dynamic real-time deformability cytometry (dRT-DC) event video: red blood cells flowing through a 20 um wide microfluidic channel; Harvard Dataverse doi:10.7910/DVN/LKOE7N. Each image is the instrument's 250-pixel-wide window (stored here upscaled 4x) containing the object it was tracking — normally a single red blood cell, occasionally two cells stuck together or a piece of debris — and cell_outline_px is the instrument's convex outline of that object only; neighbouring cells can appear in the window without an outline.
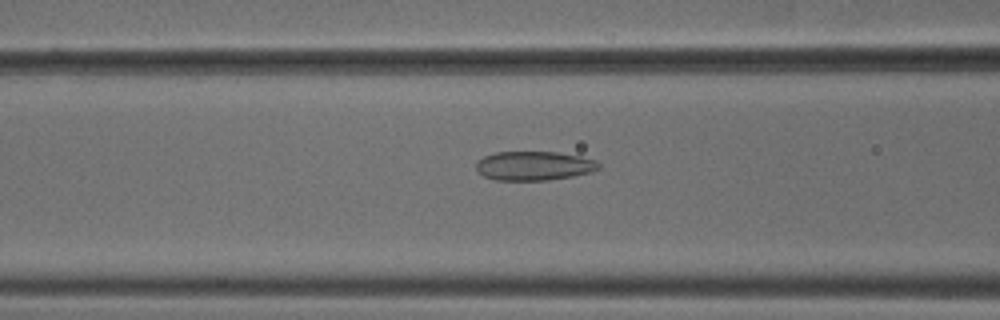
{"species": "common noctule bat (a hibernating species)", "species_latin": "Nyctalus noctula", "temperature_condition": "cold", "stored_images_in_passage": 24, "camera_frame_rate_fps": 3000, "um_per_image_px": 0.085, "animal": {"sex": "male", "body_mass_g": 18.8}, "frame": {"image": 1, "passage_image": 5, "time_ms": 1.333, "image_size_px": [1000, 320], "cell_outline_px": [[600, 168], [592, 172], [572, 176], [548, 180], [496, 180], [484, 176], [476, 168], [476, 164], [484, 156], [496, 152], [560, 152], [580, 156], [596, 160], [600, 164]], "centroid_in_image_um": [45.43, 14.09], "position_along_channel_um": 121.2, "area_um2": 20.75}}
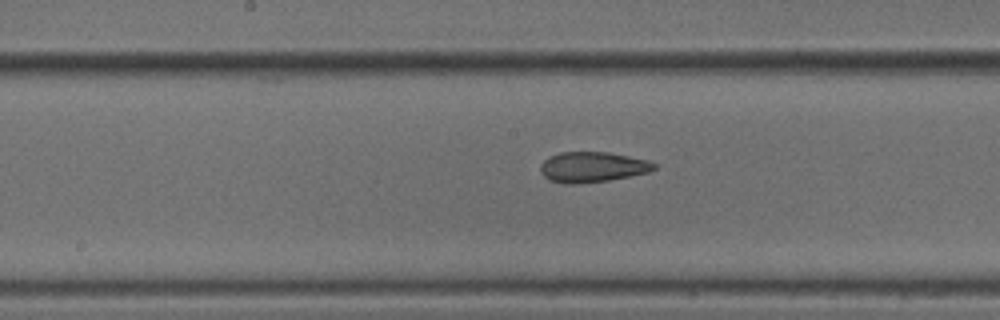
{"frame": {"image": 2, "passage_image": 11, "time_ms": 3.333, "image_size_px": [1000, 320], "cell_outline_px": [[656, 168], [648, 172], [608, 180], [572, 184], [564, 184], [548, 180], [540, 172], [540, 164], [548, 156], [560, 152], [608, 152], [648, 160], [656, 164]], "centroid_in_image_um": [50.3, 14.19], "position_along_channel_um": 197.9, "area_um2": 20.11}}
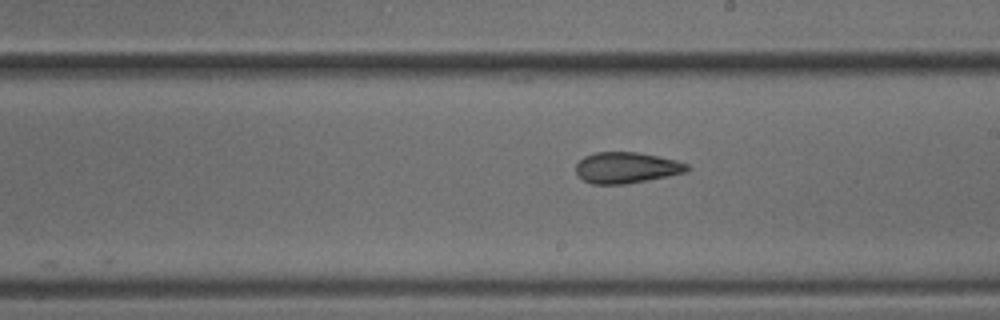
{"frame": {"image": 3, "passage_image": 14, "time_ms": 4.333, "image_size_px": [1000, 320], "cell_outline_px": [[688, 172], [668, 176], [624, 184], [592, 184], [584, 180], [576, 172], [576, 164], [584, 156], [596, 152], [636, 152], [676, 160], [688, 164]], "centroid_in_image_um": [53.24, 14.25], "position_along_channel_um": 235.8, "area_um2": 19.94}}